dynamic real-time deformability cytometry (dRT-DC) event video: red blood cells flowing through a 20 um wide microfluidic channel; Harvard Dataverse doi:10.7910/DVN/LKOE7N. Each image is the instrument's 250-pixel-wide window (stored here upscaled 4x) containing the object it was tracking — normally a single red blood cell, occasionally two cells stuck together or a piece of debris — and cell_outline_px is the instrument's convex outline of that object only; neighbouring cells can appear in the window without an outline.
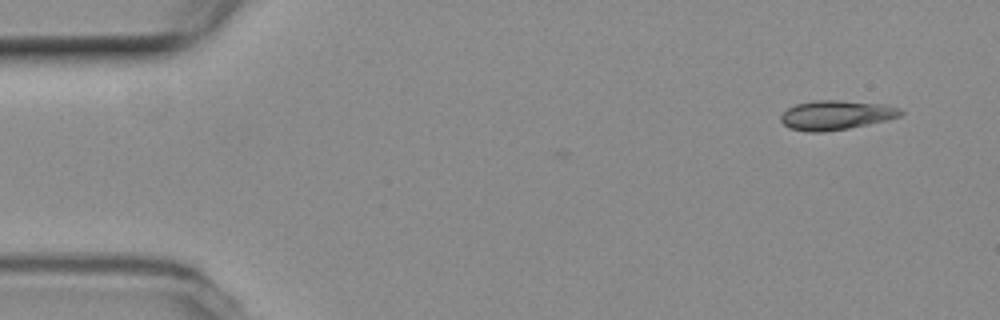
{"species": "common noctule bat (a hibernating species)", "species_latin": "Nyctalus noctula", "temperature_condition": "room temperature", "stored_images_in_passage": 49, "camera_frame_rate_fps": 3000, "um_per_image_px": 0.085, "animal": {"sex": "female", "body_mass_g": 19.3, "forearm_length_mm": 54.1}, "frame": {"image": 1, "passage_image": 1, "time_ms": 0.0, "image_size_px": [1000, 320], "cell_outline_px": [[904, 112], [900, 116], [884, 120], [848, 128], [824, 132], [808, 132], [788, 128], [780, 120], [780, 116], [788, 108], [796, 104], [816, 100], [840, 100], [884, 104], [900, 108]], "centroid_in_image_um": [71.04, 9.78], "position_along_channel_um": 14.0, "area_um2": 20.4}}
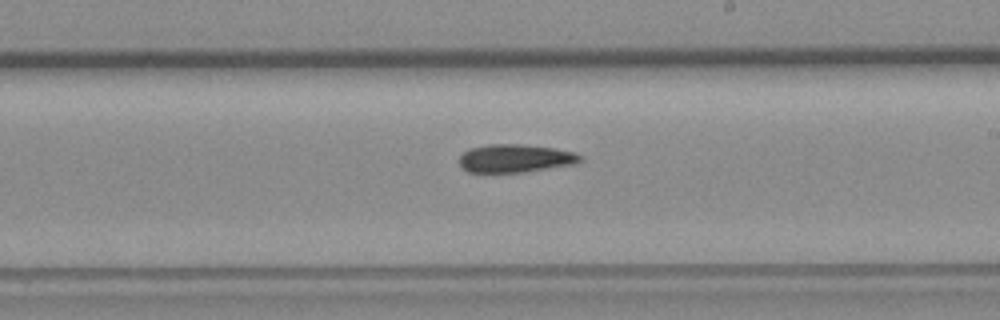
{"frame": {"image": 2, "passage_image": 28, "time_ms": 9.0, "image_size_px": [1000, 320], "cell_outline_px": [[580, 160], [572, 164], [524, 172], [468, 172], [460, 168], [460, 156], [468, 148], [492, 144], [520, 144], [552, 148], [572, 152], [580, 156]], "centroid_in_image_um": [43.7, 13.46], "position_along_channel_um": 245.3, "area_um2": 19.48}}
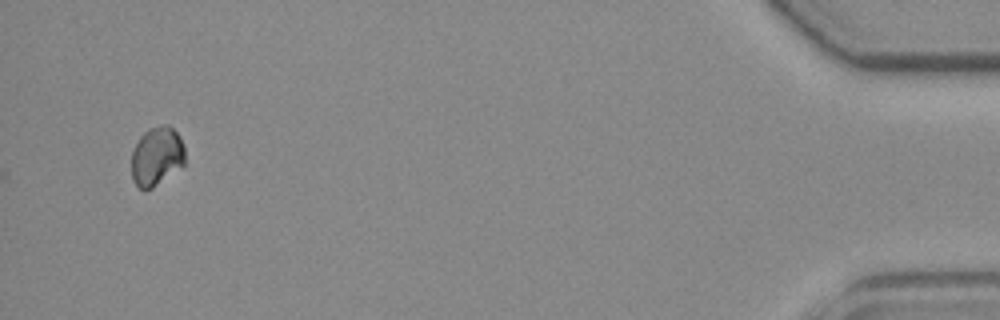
{"frame": {"image": 3, "passage_image": 49, "time_ms": 16.0, "image_size_px": [1000, 320], "cell_outline_px": [[184, 164], [152, 188], [144, 192], [132, 180], [132, 152], [140, 136], [148, 128], [160, 124], [168, 124], [180, 136], [184, 148]], "centroid_in_image_um": [13.3, 13.27], "position_along_channel_um": 421.9, "area_um2": 18.38}, "authors_computed_cell_mechanics": {"area_um2": 19.7098, "velocity_mm_per_s": 3.7689, "shape_relaxation_time_tau1_ms": 6.2567, "shape_relaxation_time_tau2_ms": null, "deformation_change_tau1": 0.1026, "deformation_change_tau2": null}}